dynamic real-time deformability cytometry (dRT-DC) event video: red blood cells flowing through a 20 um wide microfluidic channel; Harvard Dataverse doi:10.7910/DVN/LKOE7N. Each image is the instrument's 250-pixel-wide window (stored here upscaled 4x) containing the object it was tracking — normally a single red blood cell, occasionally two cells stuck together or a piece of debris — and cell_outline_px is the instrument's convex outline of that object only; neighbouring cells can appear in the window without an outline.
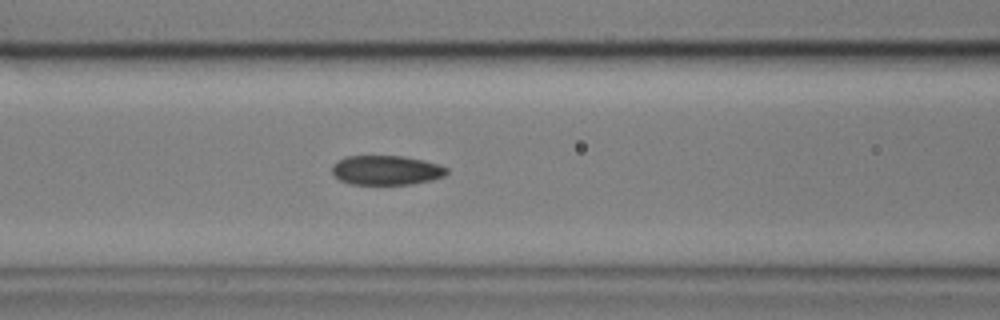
{"species": "common noctule bat (a hibernating species)", "species_latin": "Nyctalus noctula", "temperature_condition": "cold", "stored_images_in_passage": 33, "camera_frame_rate_fps": 3000, "um_per_image_px": 0.085, "animal": {"sex": "male", "body_mass_g": 17.9, "forearm_length_mm": 54.2}, "frame": {"image": 1, "passage_image": 7, "time_ms": 2.0, "image_size_px": [1000, 320], "cell_outline_px": [[448, 172], [444, 176], [432, 180], [412, 184], [352, 184], [340, 180], [332, 172], [332, 164], [344, 156], [404, 156], [424, 160], [440, 164], [448, 168]], "centroid_in_image_um": [32.86, 14.46], "position_along_channel_um": 133.7, "area_um2": 19.83}}
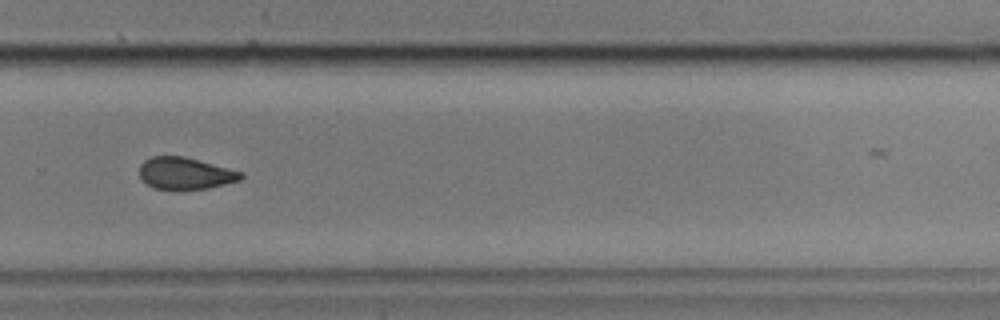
{"frame": {"image": 2, "passage_image": 22, "time_ms": 7.0, "image_size_px": [1000, 320], "cell_outline_px": [[244, 176], [240, 180], [208, 188], [180, 192], [172, 192], [152, 188], [140, 180], [140, 164], [144, 160], [152, 156], [184, 156], [244, 172]], "centroid_in_image_um": [15.71, 14.78], "position_along_channel_um": 314.1, "area_um2": 19.65}}
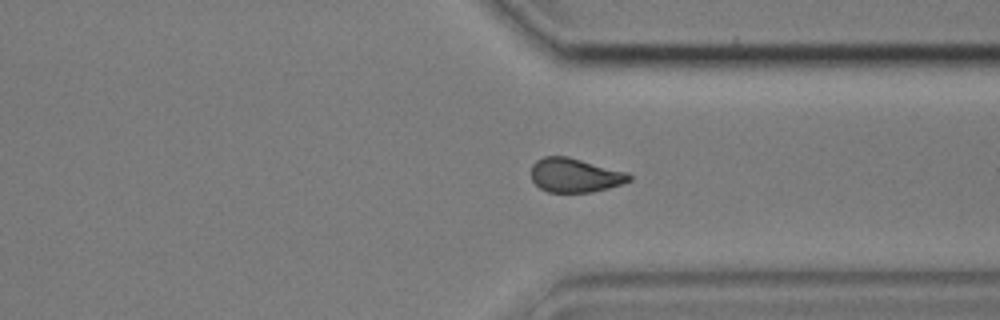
{"frame": {"image": 3, "passage_image": 26, "time_ms": 8.333, "image_size_px": [1000, 320], "cell_outline_px": [[632, 180], [624, 184], [592, 192], [548, 192], [540, 188], [532, 180], [532, 164], [536, 160], [544, 156], [568, 156], [628, 172], [632, 176]], "centroid_in_image_um": [48.9, 14.89], "position_along_channel_um": 362.5, "area_um2": 19.65}}